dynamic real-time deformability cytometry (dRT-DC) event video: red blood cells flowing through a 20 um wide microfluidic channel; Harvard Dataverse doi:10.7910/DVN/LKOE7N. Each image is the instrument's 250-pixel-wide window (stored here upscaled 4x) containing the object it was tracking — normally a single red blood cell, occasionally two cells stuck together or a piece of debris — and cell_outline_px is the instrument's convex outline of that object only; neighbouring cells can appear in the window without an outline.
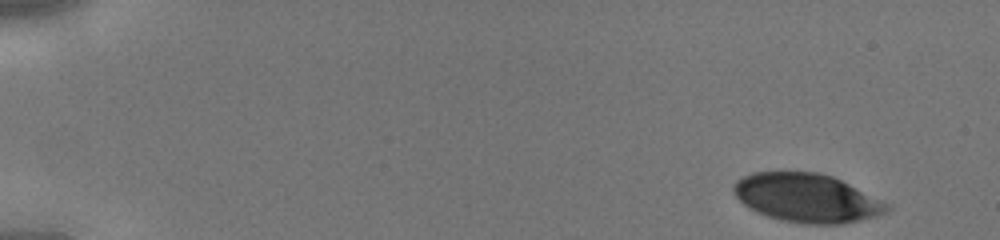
{"species": "human", "species_latin": "Homo sapiens", "temperature_condition": "cold", "stored_images_in_passage": 41, "camera_frame_rate_fps": 3000, "um_per_image_px": 0.085, "donor": {"sex": "male"}, "frame": {"image": 1, "passage_image": 1, "time_ms": 0.0, "image_size_px": [1000, 240], "cell_outline_px": [[892, 208], [888, 212], [876, 216], [844, 224], [800, 224], [780, 220], [756, 212], [744, 204], [736, 196], [732, 188], [732, 184], [736, 180], [752, 172], [820, 172], [832, 176], [892, 204]], "centroid_in_image_um": [68.61, 16.83], "position_along_channel_um": 16.4, "area_um2": 43.81}}
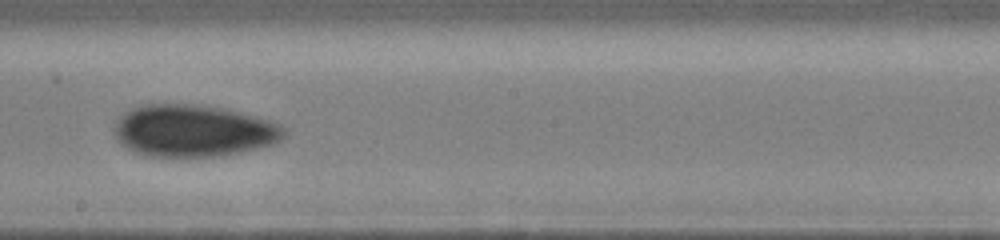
{"frame": {"image": 2, "passage_image": 24, "time_ms": 7.667, "image_size_px": [1000, 240], "cell_outline_px": [[288, 136], [276, 144], [240, 152], [220, 156], [144, 156], [120, 144], [116, 140], [112, 132], [112, 128], [116, 120], [124, 112], [132, 108], [144, 104], [204, 104], [224, 108], [272, 120], [288, 128]], "centroid_in_image_um": [16.47, 11.1], "position_along_channel_um": 231.7, "area_um2": 52.48}}
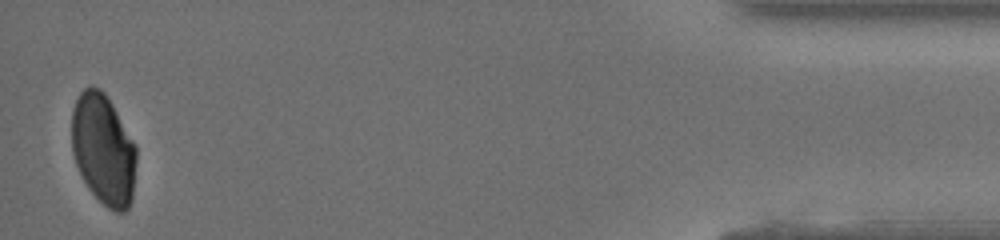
{"frame": {"image": 3, "passage_image": 41, "time_ms": 13.333, "image_size_px": [1000, 240], "cell_outline_px": [[136, 160], [132, 200], [128, 208], [124, 212], [116, 212], [108, 208], [88, 188], [76, 164], [72, 152], [72, 112], [76, 100], [80, 92], [84, 88], [100, 88], [104, 92], [112, 104], [136, 144]], "centroid_in_image_um": [8.8, 12.71], "position_along_channel_um": 426.4, "area_um2": 41.62}}